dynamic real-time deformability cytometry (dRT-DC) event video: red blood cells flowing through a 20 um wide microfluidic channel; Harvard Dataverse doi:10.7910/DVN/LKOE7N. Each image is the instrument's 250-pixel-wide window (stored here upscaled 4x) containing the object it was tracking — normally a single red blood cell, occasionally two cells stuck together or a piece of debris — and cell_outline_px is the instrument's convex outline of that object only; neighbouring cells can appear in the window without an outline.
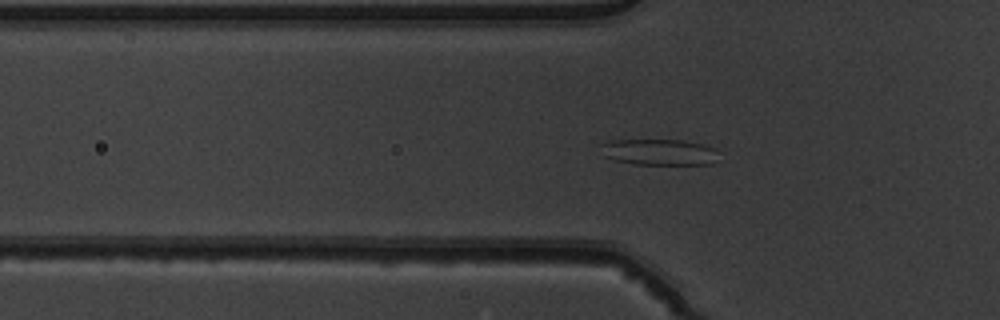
{"species": "common noctule bat (a hibernating species)", "species_latin": "Nyctalus noctula", "temperature_condition": "warm", "stored_images_in_passage": 53, "segment_of_instrument_passage": [1, 2], "camera_frame_rate_fps": 3000, "um_per_image_px": 0.085, "animal": {"sex": "male", "body_mass_g": 19.5, "forearm_length_mm": 54.6}, "frame": {"image": 1, "passage_image": 18, "time_ms": 5.667, "image_size_px": [1000, 320], "cell_outline_px": [[716, 148], [712, 164], [632, 164], [612, 160], [604, 156], [600, 144], [608, 140], [684, 140], [704, 144]], "centroid_in_image_um": [55.96, 12.92], "position_along_channel_um": 69.8, "area_um2": 17.92}}
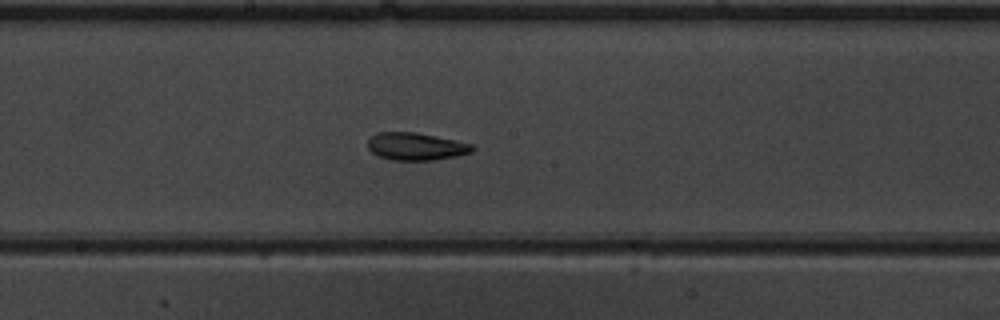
{"frame": {"image": 2, "passage_image": 29, "time_ms": 9.333, "image_size_px": [1000, 320], "cell_outline_px": [[476, 148], [472, 152], [456, 156], [432, 160], [392, 160], [380, 156], [372, 152], [368, 148], [368, 140], [376, 132], [416, 132], [456, 140], [472, 144]], "centroid_in_image_um": [35.37, 12.44], "position_along_channel_um": 212.8, "area_um2": 16.76}}
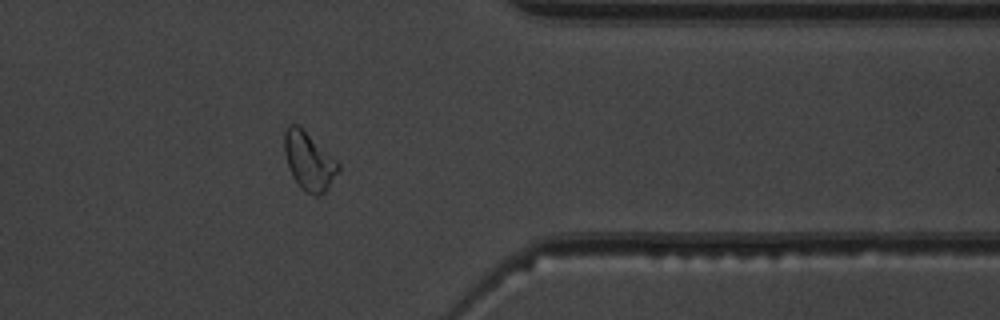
{"frame": {"image": 3, "passage_image": 43, "time_ms": 14.0, "image_size_px": [1000, 320], "cell_outline_px": [[340, 168], [324, 192], [316, 196], [312, 196], [304, 192], [296, 184], [288, 168], [284, 152], [284, 132], [288, 124], [296, 124], [336, 160], [340, 164]], "centroid_in_image_um": [26.21, 13.73], "position_along_channel_um": 385.2, "area_um2": 17.98}}